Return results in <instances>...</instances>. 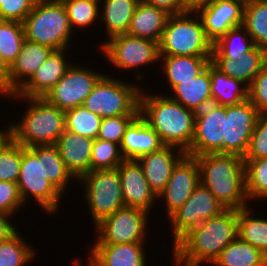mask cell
I'll return each instance as SVG.
<instances>
[{"instance_id": "obj_38", "label": "cell", "mask_w": 267, "mask_h": 266, "mask_svg": "<svg viewBox=\"0 0 267 266\" xmlns=\"http://www.w3.org/2000/svg\"><path fill=\"white\" fill-rule=\"evenodd\" d=\"M65 121V130L95 140L102 118L81 105L65 111Z\"/></svg>"}, {"instance_id": "obj_46", "label": "cell", "mask_w": 267, "mask_h": 266, "mask_svg": "<svg viewBox=\"0 0 267 266\" xmlns=\"http://www.w3.org/2000/svg\"><path fill=\"white\" fill-rule=\"evenodd\" d=\"M37 0H7L0 4V20L23 22Z\"/></svg>"}, {"instance_id": "obj_29", "label": "cell", "mask_w": 267, "mask_h": 266, "mask_svg": "<svg viewBox=\"0 0 267 266\" xmlns=\"http://www.w3.org/2000/svg\"><path fill=\"white\" fill-rule=\"evenodd\" d=\"M140 0H99V20L106 38L127 33L136 5Z\"/></svg>"}, {"instance_id": "obj_8", "label": "cell", "mask_w": 267, "mask_h": 266, "mask_svg": "<svg viewBox=\"0 0 267 266\" xmlns=\"http://www.w3.org/2000/svg\"><path fill=\"white\" fill-rule=\"evenodd\" d=\"M104 74L84 100L82 106L102 119L119 115H140L139 96L142 86Z\"/></svg>"}, {"instance_id": "obj_27", "label": "cell", "mask_w": 267, "mask_h": 266, "mask_svg": "<svg viewBox=\"0 0 267 266\" xmlns=\"http://www.w3.org/2000/svg\"><path fill=\"white\" fill-rule=\"evenodd\" d=\"M211 62V56H173L160 55L159 67L163 80L170 91L181 81L191 80L203 72ZM161 65V66H160Z\"/></svg>"}, {"instance_id": "obj_23", "label": "cell", "mask_w": 267, "mask_h": 266, "mask_svg": "<svg viewBox=\"0 0 267 266\" xmlns=\"http://www.w3.org/2000/svg\"><path fill=\"white\" fill-rule=\"evenodd\" d=\"M93 143L91 138L64 130L55 144L66 168L77 180L90 171Z\"/></svg>"}, {"instance_id": "obj_34", "label": "cell", "mask_w": 267, "mask_h": 266, "mask_svg": "<svg viewBox=\"0 0 267 266\" xmlns=\"http://www.w3.org/2000/svg\"><path fill=\"white\" fill-rule=\"evenodd\" d=\"M254 46L246 29L243 26L235 27L213 43L211 57H229L237 60L241 54L247 53Z\"/></svg>"}, {"instance_id": "obj_19", "label": "cell", "mask_w": 267, "mask_h": 266, "mask_svg": "<svg viewBox=\"0 0 267 266\" xmlns=\"http://www.w3.org/2000/svg\"><path fill=\"white\" fill-rule=\"evenodd\" d=\"M67 50L69 49L54 50L14 95L28 98H43L73 64L68 58L69 53Z\"/></svg>"}, {"instance_id": "obj_30", "label": "cell", "mask_w": 267, "mask_h": 266, "mask_svg": "<svg viewBox=\"0 0 267 266\" xmlns=\"http://www.w3.org/2000/svg\"><path fill=\"white\" fill-rule=\"evenodd\" d=\"M212 103L221 106L240 104L248 99V87L241 81L227 76L210 62Z\"/></svg>"}, {"instance_id": "obj_44", "label": "cell", "mask_w": 267, "mask_h": 266, "mask_svg": "<svg viewBox=\"0 0 267 266\" xmlns=\"http://www.w3.org/2000/svg\"><path fill=\"white\" fill-rule=\"evenodd\" d=\"M26 208L19 193L17 183L0 181V212L15 215Z\"/></svg>"}, {"instance_id": "obj_40", "label": "cell", "mask_w": 267, "mask_h": 266, "mask_svg": "<svg viewBox=\"0 0 267 266\" xmlns=\"http://www.w3.org/2000/svg\"><path fill=\"white\" fill-rule=\"evenodd\" d=\"M125 158L120 145L114 142L96 138L92 147L90 171L117 168Z\"/></svg>"}, {"instance_id": "obj_21", "label": "cell", "mask_w": 267, "mask_h": 266, "mask_svg": "<svg viewBox=\"0 0 267 266\" xmlns=\"http://www.w3.org/2000/svg\"><path fill=\"white\" fill-rule=\"evenodd\" d=\"M186 155L174 146H163L160 150L138 158L150 189L158 196L165 188L176 164Z\"/></svg>"}, {"instance_id": "obj_4", "label": "cell", "mask_w": 267, "mask_h": 266, "mask_svg": "<svg viewBox=\"0 0 267 266\" xmlns=\"http://www.w3.org/2000/svg\"><path fill=\"white\" fill-rule=\"evenodd\" d=\"M200 183L226 208L247 207L245 162L235 154L207 153L196 157Z\"/></svg>"}, {"instance_id": "obj_33", "label": "cell", "mask_w": 267, "mask_h": 266, "mask_svg": "<svg viewBox=\"0 0 267 266\" xmlns=\"http://www.w3.org/2000/svg\"><path fill=\"white\" fill-rule=\"evenodd\" d=\"M242 26L255 45L267 50V0H246Z\"/></svg>"}, {"instance_id": "obj_12", "label": "cell", "mask_w": 267, "mask_h": 266, "mask_svg": "<svg viewBox=\"0 0 267 266\" xmlns=\"http://www.w3.org/2000/svg\"><path fill=\"white\" fill-rule=\"evenodd\" d=\"M225 209L209 189L199 183L184 204L167 218L172 233L170 236H173L171 246L202 221L217 216Z\"/></svg>"}, {"instance_id": "obj_31", "label": "cell", "mask_w": 267, "mask_h": 266, "mask_svg": "<svg viewBox=\"0 0 267 266\" xmlns=\"http://www.w3.org/2000/svg\"><path fill=\"white\" fill-rule=\"evenodd\" d=\"M212 266H267V256L237 236L229 243Z\"/></svg>"}, {"instance_id": "obj_22", "label": "cell", "mask_w": 267, "mask_h": 266, "mask_svg": "<svg viewBox=\"0 0 267 266\" xmlns=\"http://www.w3.org/2000/svg\"><path fill=\"white\" fill-rule=\"evenodd\" d=\"M53 51L49 46L25 39L18 57L10 66L9 95L16 93Z\"/></svg>"}, {"instance_id": "obj_24", "label": "cell", "mask_w": 267, "mask_h": 266, "mask_svg": "<svg viewBox=\"0 0 267 266\" xmlns=\"http://www.w3.org/2000/svg\"><path fill=\"white\" fill-rule=\"evenodd\" d=\"M163 146L159 135L139 115L126 129L120 149L125 160H137Z\"/></svg>"}, {"instance_id": "obj_2", "label": "cell", "mask_w": 267, "mask_h": 266, "mask_svg": "<svg viewBox=\"0 0 267 266\" xmlns=\"http://www.w3.org/2000/svg\"><path fill=\"white\" fill-rule=\"evenodd\" d=\"M238 236V210L223 212L202 221L173 247V266L210 265L223 249Z\"/></svg>"}, {"instance_id": "obj_39", "label": "cell", "mask_w": 267, "mask_h": 266, "mask_svg": "<svg viewBox=\"0 0 267 266\" xmlns=\"http://www.w3.org/2000/svg\"><path fill=\"white\" fill-rule=\"evenodd\" d=\"M24 40L22 22L0 20V54L9 66L18 57Z\"/></svg>"}, {"instance_id": "obj_53", "label": "cell", "mask_w": 267, "mask_h": 266, "mask_svg": "<svg viewBox=\"0 0 267 266\" xmlns=\"http://www.w3.org/2000/svg\"><path fill=\"white\" fill-rule=\"evenodd\" d=\"M7 0H0V4H4Z\"/></svg>"}, {"instance_id": "obj_50", "label": "cell", "mask_w": 267, "mask_h": 266, "mask_svg": "<svg viewBox=\"0 0 267 266\" xmlns=\"http://www.w3.org/2000/svg\"><path fill=\"white\" fill-rule=\"evenodd\" d=\"M12 140V123L8 122L5 129H0V150Z\"/></svg>"}, {"instance_id": "obj_37", "label": "cell", "mask_w": 267, "mask_h": 266, "mask_svg": "<svg viewBox=\"0 0 267 266\" xmlns=\"http://www.w3.org/2000/svg\"><path fill=\"white\" fill-rule=\"evenodd\" d=\"M246 193L249 202H267V158L244 159ZM266 199V200H265Z\"/></svg>"}, {"instance_id": "obj_28", "label": "cell", "mask_w": 267, "mask_h": 266, "mask_svg": "<svg viewBox=\"0 0 267 266\" xmlns=\"http://www.w3.org/2000/svg\"><path fill=\"white\" fill-rule=\"evenodd\" d=\"M169 16L165 10L139 1L127 34L159 43Z\"/></svg>"}, {"instance_id": "obj_48", "label": "cell", "mask_w": 267, "mask_h": 266, "mask_svg": "<svg viewBox=\"0 0 267 266\" xmlns=\"http://www.w3.org/2000/svg\"><path fill=\"white\" fill-rule=\"evenodd\" d=\"M11 218L13 216L0 212V242L8 239L18 230V225L11 223Z\"/></svg>"}, {"instance_id": "obj_18", "label": "cell", "mask_w": 267, "mask_h": 266, "mask_svg": "<svg viewBox=\"0 0 267 266\" xmlns=\"http://www.w3.org/2000/svg\"><path fill=\"white\" fill-rule=\"evenodd\" d=\"M117 170L125 206L152 213L153 206H156L158 199L150 189L140 164L136 160H124Z\"/></svg>"}, {"instance_id": "obj_20", "label": "cell", "mask_w": 267, "mask_h": 266, "mask_svg": "<svg viewBox=\"0 0 267 266\" xmlns=\"http://www.w3.org/2000/svg\"><path fill=\"white\" fill-rule=\"evenodd\" d=\"M146 242L91 244L88 266H147Z\"/></svg>"}, {"instance_id": "obj_35", "label": "cell", "mask_w": 267, "mask_h": 266, "mask_svg": "<svg viewBox=\"0 0 267 266\" xmlns=\"http://www.w3.org/2000/svg\"><path fill=\"white\" fill-rule=\"evenodd\" d=\"M36 255V249L18 230L0 242V266H25L34 260Z\"/></svg>"}, {"instance_id": "obj_36", "label": "cell", "mask_w": 267, "mask_h": 266, "mask_svg": "<svg viewBox=\"0 0 267 266\" xmlns=\"http://www.w3.org/2000/svg\"><path fill=\"white\" fill-rule=\"evenodd\" d=\"M62 1L73 31L89 30L99 22V0H60ZM97 22V23H96ZM77 28V29H76Z\"/></svg>"}, {"instance_id": "obj_11", "label": "cell", "mask_w": 267, "mask_h": 266, "mask_svg": "<svg viewBox=\"0 0 267 266\" xmlns=\"http://www.w3.org/2000/svg\"><path fill=\"white\" fill-rule=\"evenodd\" d=\"M151 213L123 207L94 226V244H122L146 241ZM147 235V236H146Z\"/></svg>"}, {"instance_id": "obj_6", "label": "cell", "mask_w": 267, "mask_h": 266, "mask_svg": "<svg viewBox=\"0 0 267 266\" xmlns=\"http://www.w3.org/2000/svg\"><path fill=\"white\" fill-rule=\"evenodd\" d=\"M26 40L51 47L53 50L70 49L73 31L66 9L60 0H37L24 19Z\"/></svg>"}, {"instance_id": "obj_43", "label": "cell", "mask_w": 267, "mask_h": 266, "mask_svg": "<svg viewBox=\"0 0 267 266\" xmlns=\"http://www.w3.org/2000/svg\"><path fill=\"white\" fill-rule=\"evenodd\" d=\"M259 158H267V114L258 116L247 153L243 157V159Z\"/></svg>"}, {"instance_id": "obj_47", "label": "cell", "mask_w": 267, "mask_h": 266, "mask_svg": "<svg viewBox=\"0 0 267 266\" xmlns=\"http://www.w3.org/2000/svg\"><path fill=\"white\" fill-rule=\"evenodd\" d=\"M146 4L155 6L157 8L165 10L170 15H178L185 13V9L182 0H140Z\"/></svg>"}, {"instance_id": "obj_3", "label": "cell", "mask_w": 267, "mask_h": 266, "mask_svg": "<svg viewBox=\"0 0 267 266\" xmlns=\"http://www.w3.org/2000/svg\"><path fill=\"white\" fill-rule=\"evenodd\" d=\"M149 92L142 87L140 116L155 130L164 145L187 152L194 135L195 112L170 99L168 93L152 92L151 95Z\"/></svg>"}, {"instance_id": "obj_51", "label": "cell", "mask_w": 267, "mask_h": 266, "mask_svg": "<svg viewBox=\"0 0 267 266\" xmlns=\"http://www.w3.org/2000/svg\"><path fill=\"white\" fill-rule=\"evenodd\" d=\"M213 0H182L187 11H196L199 7L209 4Z\"/></svg>"}, {"instance_id": "obj_25", "label": "cell", "mask_w": 267, "mask_h": 266, "mask_svg": "<svg viewBox=\"0 0 267 266\" xmlns=\"http://www.w3.org/2000/svg\"><path fill=\"white\" fill-rule=\"evenodd\" d=\"M211 62L227 76L249 87L255 76L267 64V50L255 45L247 53L241 54L240 59L211 57Z\"/></svg>"}, {"instance_id": "obj_49", "label": "cell", "mask_w": 267, "mask_h": 266, "mask_svg": "<svg viewBox=\"0 0 267 266\" xmlns=\"http://www.w3.org/2000/svg\"><path fill=\"white\" fill-rule=\"evenodd\" d=\"M10 66L0 54V97L5 99L9 95Z\"/></svg>"}, {"instance_id": "obj_45", "label": "cell", "mask_w": 267, "mask_h": 266, "mask_svg": "<svg viewBox=\"0 0 267 266\" xmlns=\"http://www.w3.org/2000/svg\"><path fill=\"white\" fill-rule=\"evenodd\" d=\"M248 100L260 114H267V64L248 87Z\"/></svg>"}, {"instance_id": "obj_10", "label": "cell", "mask_w": 267, "mask_h": 266, "mask_svg": "<svg viewBox=\"0 0 267 266\" xmlns=\"http://www.w3.org/2000/svg\"><path fill=\"white\" fill-rule=\"evenodd\" d=\"M82 182V183H81ZM89 208L93 226L125 207L117 168L92 170L77 180Z\"/></svg>"}, {"instance_id": "obj_52", "label": "cell", "mask_w": 267, "mask_h": 266, "mask_svg": "<svg viewBox=\"0 0 267 266\" xmlns=\"http://www.w3.org/2000/svg\"><path fill=\"white\" fill-rule=\"evenodd\" d=\"M74 261H72L73 263H71L73 266H84V263H82L83 260H79L78 258H74ZM83 264V265H82ZM85 266H88L87 264Z\"/></svg>"}, {"instance_id": "obj_32", "label": "cell", "mask_w": 267, "mask_h": 266, "mask_svg": "<svg viewBox=\"0 0 267 266\" xmlns=\"http://www.w3.org/2000/svg\"><path fill=\"white\" fill-rule=\"evenodd\" d=\"M251 206L238 210V236L267 256V218L254 215Z\"/></svg>"}, {"instance_id": "obj_17", "label": "cell", "mask_w": 267, "mask_h": 266, "mask_svg": "<svg viewBox=\"0 0 267 266\" xmlns=\"http://www.w3.org/2000/svg\"><path fill=\"white\" fill-rule=\"evenodd\" d=\"M245 2L246 0H213L196 10L206 37L212 44L230 29L243 25Z\"/></svg>"}, {"instance_id": "obj_16", "label": "cell", "mask_w": 267, "mask_h": 266, "mask_svg": "<svg viewBox=\"0 0 267 266\" xmlns=\"http://www.w3.org/2000/svg\"><path fill=\"white\" fill-rule=\"evenodd\" d=\"M200 183V170L196 157L185 155L174 167L164 190L157 196L165 203L166 219L191 196ZM162 199V200H161Z\"/></svg>"}, {"instance_id": "obj_1", "label": "cell", "mask_w": 267, "mask_h": 266, "mask_svg": "<svg viewBox=\"0 0 267 266\" xmlns=\"http://www.w3.org/2000/svg\"><path fill=\"white\" fill-rule=\"evenodd\" d=\"M76 181L55 144L29 148L21 145V170L17 186L25 206L32 198L45 214L55 215L62 204L60 200L64 199V194L66 196L68 187H72L70 182Z\"/></svg>"}, {"instance_id": "obj_14", "label": "cell", "mask_w": 267, "mask_h": 266, "mask_svg": "<svg viewBox=\"0 0 267 266\" xmlns=\"http://www.w3.org/2000/svg\"><path fill=\"white\" fill-rule=\"evenodd\" d=\"M226 107L209 104L195 113L194 135L187 155L197 157L207 153H222L225 137Z\"/></svg>"}, {"instance_id": "obj_5", "label": "cell", "mask_w": 267, "mask_h": 266, "mask_svg": "<svg viewBox=\"0 0 267 266\" xmlns=\"http://www.w3.org/2000/svg\"><path fill=\"white\" fill-rule=\"evenodd\" d=\"M7 100L27 104L20 120L12 123V139L25 148L56 144L65 130V111L48 103L44 98L7 95Z\"/></svg>"}, {"instance_id": "obj_7", "label": "cell", "mask_w": 267, "mask_h": 266, "mask_svg": "<svg viewBox=\"0 0 267 266\" xmlns=\"http://www.w3.org/2000/svg\"><path fill=\"white\" fill-rule=\"evenodd\" d=\"M212 48L196 11L169 16L159 41L160 55L211 56Z\"/></svg>"}, {"instance_id": "obj_42", "label": "cell", "mask_w": 267, "mask_h": 266, "mask_svg": "<svg viewBox=\"0 0 267 266\" xmlns=\"http://www.w3.org/2000/svg\"><path fill=\"white\" fill-rule=\"evenodd\" d=\"M138 116L119 115L102 119L97 138L120 145L126 129Z\"/></svg>"}, {"instance_id": "obj_15", "label": "cell", "mask_w": 267, "mask_h": 266, "mask_svg": "<svg viewBox=\"0 0 267 266\" xmlns=\"http://www.w3.org/2000/svg\"><path fill=\"white\" fill-rule=\"evenodd\" d=\"M259 115L248 99L237 105L226 106L223 154L245 156Z\"/></svg>"}, {"instance_id": "obj_26", "label": "cell", "mask_w": 267, "mask_h": 266, "mask_svg": "<svg viewBox=\"0 0 267 266\" xmlns=\"http://www.w3.org/2000/svg\"><path fill=\"white\" fill-rule=\"evenodd\" d=\"M169 93L170 99L195 113L212 104L210 63L197 77L181 81Z\"/></svg>"}, {"instance_id": "obj_9", "label": "cell", "mask_w": 267, "mask_h": 266, "mask_svg": "<svg viewBox=\"0 0 267 266\" xmlns=\"http://www.w3.org/2000/svg\"><path fill=\"white\" fill-rule=\"evenodd\" d=\"M99 52L105 56L107 63H110L114 68L116 67L120 71L134 70L138 73H134L135 79L143 81L144 75L141 71V67L148 68L154 65L157 67V63L160 61L159 43L149 39H144L136 36L129 35L127 33L120 34L100 41L98 44ZM140 72V73H139Z\"/></svg>"}, {"instance_id": "obj_41", "label": "cell", "mask_w": 267, "mask_h": 266, "mask_svg": "<svg viewBox=\"0 0 267 266\" xmlns=\"http://www.w3.org/2000/svg\"><path fill=\"white\" fill-rule=\"evenodd\" d=\"M21 170V145L13 139L0 150V181L17 183Z\"/></svg>"}, {"instance_id": "obj_13", "label": "cell", "mask_w": 267, "mask_h": 266, "mask_svg": "<svg viewBox=\"0 0 267 266\" xmlns=\"http://www.w3.org/2000/svg\"><path fill=\"white\" fill-rule=\"evenodd\" d=\"M89 69L90 67L73 63L43 98L63 111L81 106L105 74L96 72V68Z\"/></svg>"}]
</instances>
